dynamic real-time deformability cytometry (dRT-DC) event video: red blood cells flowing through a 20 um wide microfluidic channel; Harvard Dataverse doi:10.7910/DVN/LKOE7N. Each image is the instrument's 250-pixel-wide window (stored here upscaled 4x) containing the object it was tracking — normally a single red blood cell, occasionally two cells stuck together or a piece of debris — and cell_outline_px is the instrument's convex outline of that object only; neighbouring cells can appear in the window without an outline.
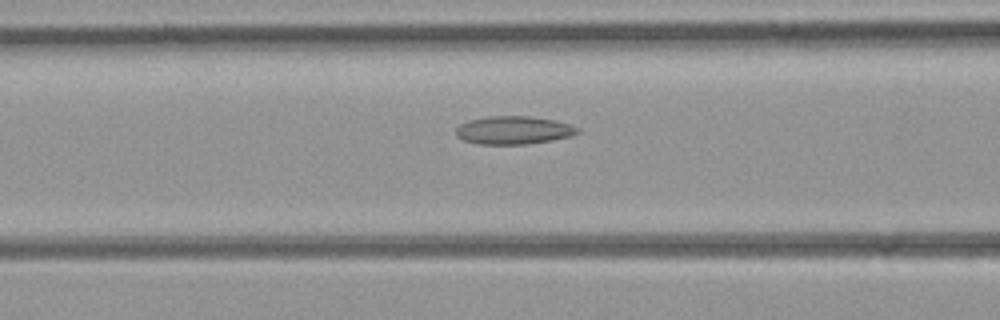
{"species": "common noctule bat (a hibernating species)", "species_latin": "Nyctalus noctula", "temperature_condition": "room temperature", "stored_images_in_passage": 26, "camera_frame_rate_fps": 3000, "um_per_image_px": 0.085, "animal": {"sex": "female", "body_mass_g": 21.9}, "frame": {"image": 1, "passage_image": 7, "time_ms": 2.0, "image_size_px": [1000, 320], "cell_outline_px": [[580, 132], [572, 136], [552, 140], [528, 144], [476, 144], [464, 140], [456, 136], [456, 128], [460, 124], [468, 120], [488, 116], [528, 116], [552, 120], [568, 124], [580, 128]], "centroid_in_image_um": [43.64, 11.07], "position_along_channel_um": 123.0, "area_um2": 19.94}}
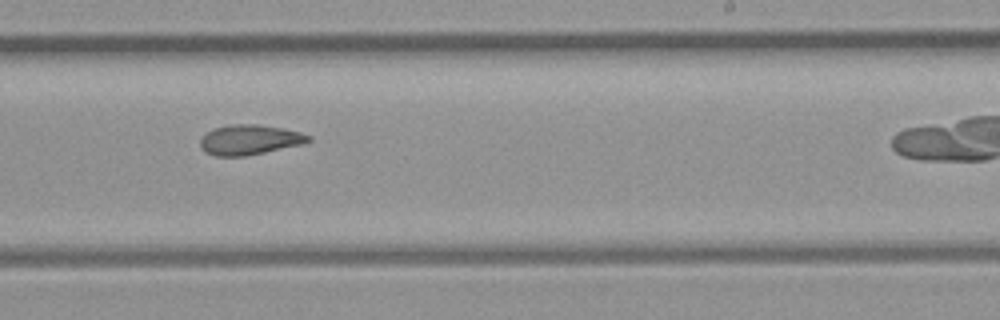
{"frame": {"image": 2, "passage_image": 16, "time_ms": 5.0, "image_size_px": [1000, 320], "cell_outline_px": [[312, 140], [304, 144], [244, 156], [216, 156], [204, 152], [200, 148], [200, 140], [212, 128], [232, 124], [256, 124], [280, 128], [300, 132], [312, 136]], "centroid_in_image_um": [21.21, 11.88], "position_along_channel_um": 267.8, "area_um2": 18.9}}
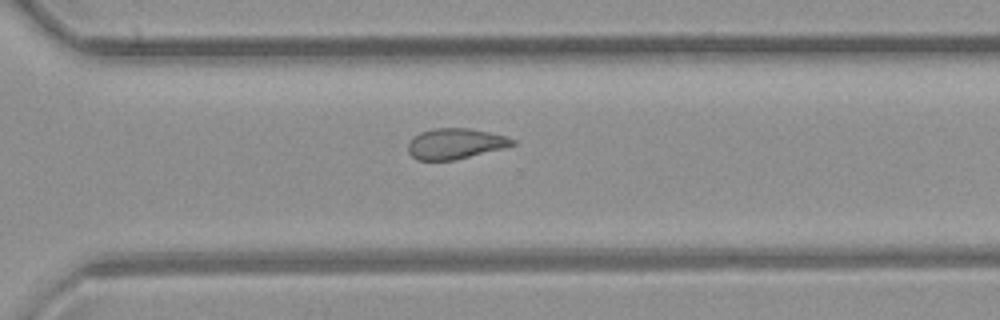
{"frame": {"image": 3, "passage_image": 20, "time_ms": 6.333, "image_size_px": [1000, 320], "cell_outline_px": [[516, 144], [504, 148], [452, 160], [416, 160], [408, 152], [408, 144], [420, 132], [432, 128], [468, 128], [488, 132], [504, 136], [516, 140]], "centroid_in_image_um": [38.69, 12.21], "position_along_channel_um": 331.9, "area_um2": 18.38}}